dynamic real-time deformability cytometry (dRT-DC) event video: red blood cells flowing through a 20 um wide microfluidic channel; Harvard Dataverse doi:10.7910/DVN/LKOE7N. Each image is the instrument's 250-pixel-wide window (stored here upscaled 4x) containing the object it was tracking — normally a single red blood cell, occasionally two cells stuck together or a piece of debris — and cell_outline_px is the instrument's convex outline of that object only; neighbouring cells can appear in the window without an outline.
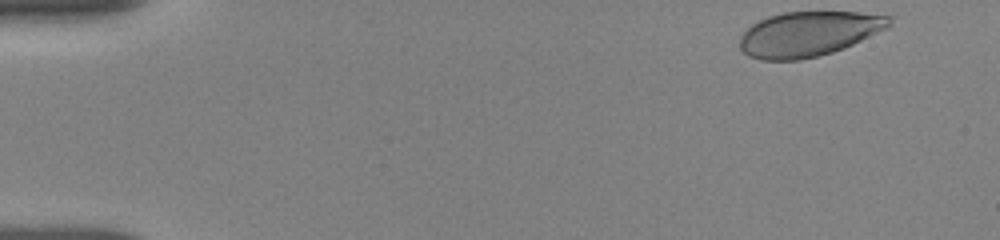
{"species": "human", "species_latin": "Homo sapiens", "temperature_condition": "room temperature", "stored_images_in_passage": 33, "camera_frame_rate_fps": 3000, "um_per_image_px": 0.085, "donor": {"sex": "female"}, "frame": {"image": 1, "passage_image": 1, "time_ms": 0.0, "image_size_px": [1000, 240], "cell_outline_px": [[892, 24], [888, 28], [844, 48], [832, 52], [800, 60], [760, 60], [748, 56], [740, 48], [740, 32], [752, 24], [768, 16], [784, 12], [860, 12], [892, 16]], "centroid_in_image_um": [68.72, 2.87], "position_along_channel_um": 16.3, "area_um2": 39.3}}
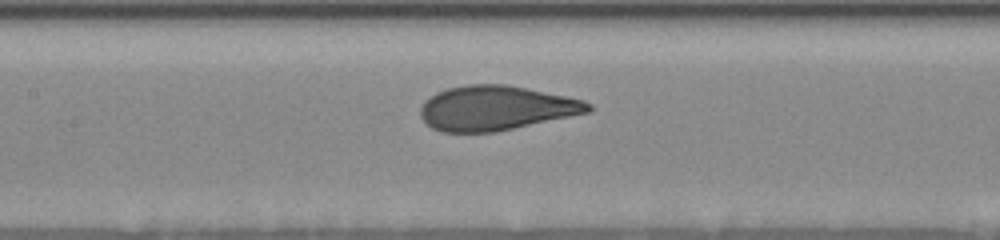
{"frame": {"image": 2, "passage_image": 18, "time_ms": 7.0, "image_size_px": [1000, 240], "cell_outline_px": [[592, 108], [588, 112], [496, 132], [440, 132], [424, 124], [420, 116], [420, 108], [424, 100], [436, 92], [448, 88], [468, 84], [504, 84], [584, 100], [592, 104]], "centroid_in_image_um": [42.08, 9.19], "position_along_channel_um": 165.3, "area_um2": 43.47}}
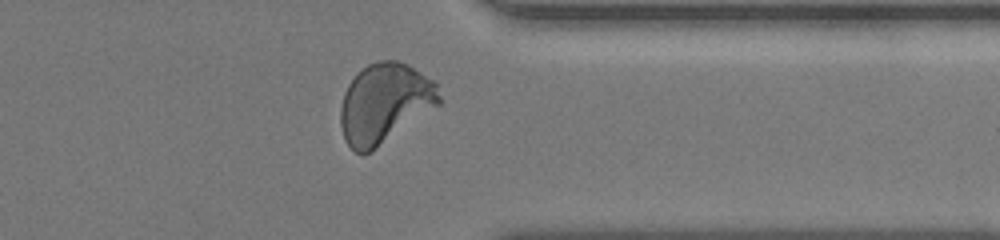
{"frame": {"image": 3, "passage_image": 30, "time_ms": 12.667, "image_size_px": [1000, 240], "cell_outline_px": [[440, 104], [368, 152], [356, 152], [344, 140], [340, 124], [340, 108], [344, 92], [348, 84], [356, 72], [360, 68], [368, 64], [380, 60], [396, 60], [408, 64], [436, 80], [440, 96]], "centroid_in_image_um": [32.69, 8.71], "position_along_channel_um": 378.7, "area_um2": 45.66}, "authors_computed_cell_mechanics": {"area_um2": 43.4656, "velocity_mm_per_s": 3.8337, "shape_relaxation_time_tau1_ms": 4.0581, "shape_relaxation_time_tau2_ms": null, "deformation_change_tau1": 0.1726, "deformation_change_tau2": null}}